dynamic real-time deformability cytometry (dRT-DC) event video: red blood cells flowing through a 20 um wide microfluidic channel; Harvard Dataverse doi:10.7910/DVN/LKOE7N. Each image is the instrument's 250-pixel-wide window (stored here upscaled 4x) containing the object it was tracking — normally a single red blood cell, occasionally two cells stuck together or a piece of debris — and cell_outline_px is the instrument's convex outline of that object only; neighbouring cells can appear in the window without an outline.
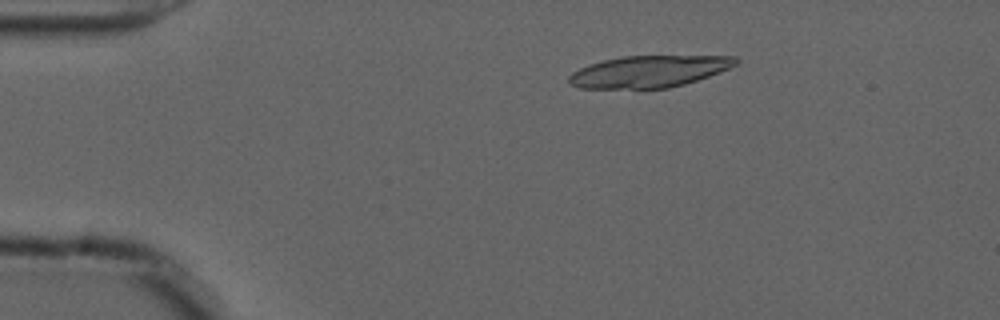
{"species": "common noctule bat (a hibernating species)", "species_latin": "Nyctalus noctula", "temperature_condition": "cold", "stored_images_in_passage": 55, "segment_of_instrument_passage": [1, 2], "camera_frame_rate_fps": 3000, "um_per_image_px": 0.085, "animal": {"sex": "male", "forearm_length_mm": 52.5}, "frame": {"image": 1, "passage_image": 10, "time_ms": 3.0, "image_size_px": [1000, 320], "cell_outline_px": [[740, 60], [736, 64], [728, 68], [708, 76], [684, 84], [668, 88], [580, 88], [568, 84], [568, 76], [572, 72], [580, 68], [604, 60], [620, 56], [736, 56]], "centroid_in_image_um": [55.14, 6.07], "position_along_channel_um": 29.9, "area_um2": 30.63}}